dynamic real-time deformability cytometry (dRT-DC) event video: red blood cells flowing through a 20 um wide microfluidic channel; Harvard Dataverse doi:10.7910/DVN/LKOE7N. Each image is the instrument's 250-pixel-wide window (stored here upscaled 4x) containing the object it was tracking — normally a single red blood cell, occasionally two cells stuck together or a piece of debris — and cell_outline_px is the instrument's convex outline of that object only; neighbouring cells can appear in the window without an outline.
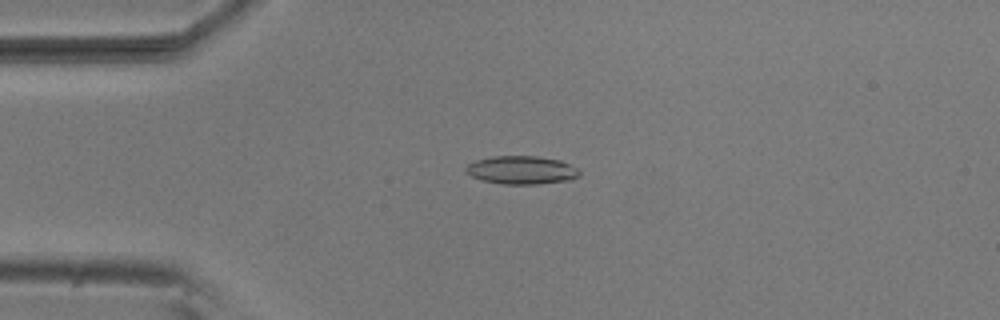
{"species": "common noctule bat (a hibernating species)", "species_latin": "Nyctalus noctula", "temperature_condition": "room temperature", "stored_images_in_passage": 8, "camera_frame_rate_fps": 3000, "um_per_image_px": 0.085, "animal": {"sex": "male", "body_mass_g": 20.5, "forearm_length_mm": 52.5}, "frame": {"image": 1, "passage_image": 4, "time_ms": 1.0, "image_size_px": [1000, 320], "cell_outline_px": [[580, 176], [572, 180], [536, 184], [504, 184], [480, 180], [464, 172], [464, 168], [468, 164], [476, 160], [492, 156], [536, 156], [560, 160], [576, 168], [580, 172]], "centroid_in_image_um": [44.31, 14.46], "position_along_channel_um": 40.7, "area_um2": 18.79}}
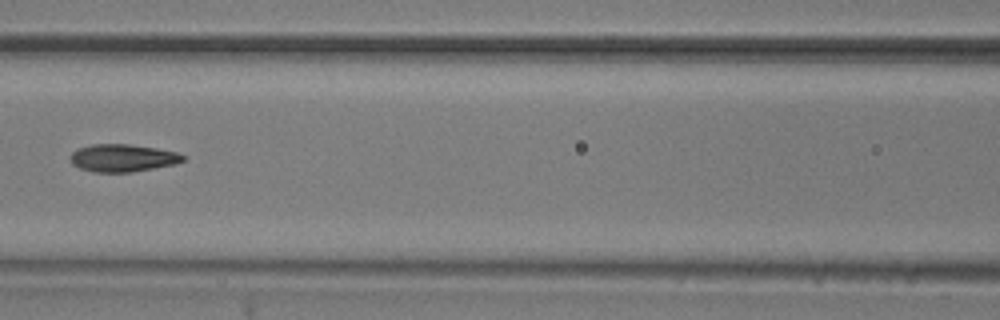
{"frame": {"image": 2, "passage_image": 7, "time_ms": 2.0, "image_size_px": [1000, 320], "cell_outline_px": [[184, 160], [176, 164], [132, 172], [92, 172], [80, 168], [72, 164], [72, 152], [76, 148], [92, 144], [128, 144], [156, 148], [176, 152], [184, 156]], "centroid_in_image_um": [10.42, 13.43], "position_along_channel_um": 156.2, "area_um2": 18.03}}
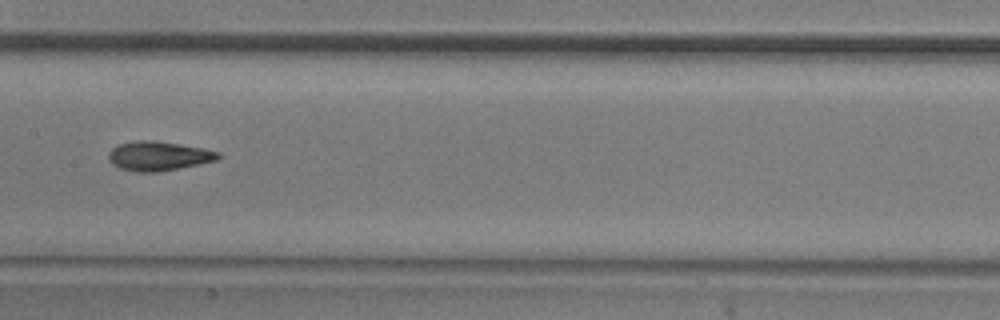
{"frame": {"image": 3, "passage_image": 8, "time_ms": 2.333, "image_size_px": [1000, 320], "cell_outline_px": [[220, 156], [216, 160], [156, 172], [136, 172], [120, 168], [112, 164], [108, 160], [108, 152], [112, 148], [120, 144], [136, 140], [156, 140], [204, 148], [220, 152]], "centroid_in_image_um": [13.43, 13.24], "position_along_channel_um": 194.0, "area_um2": 18.61}}